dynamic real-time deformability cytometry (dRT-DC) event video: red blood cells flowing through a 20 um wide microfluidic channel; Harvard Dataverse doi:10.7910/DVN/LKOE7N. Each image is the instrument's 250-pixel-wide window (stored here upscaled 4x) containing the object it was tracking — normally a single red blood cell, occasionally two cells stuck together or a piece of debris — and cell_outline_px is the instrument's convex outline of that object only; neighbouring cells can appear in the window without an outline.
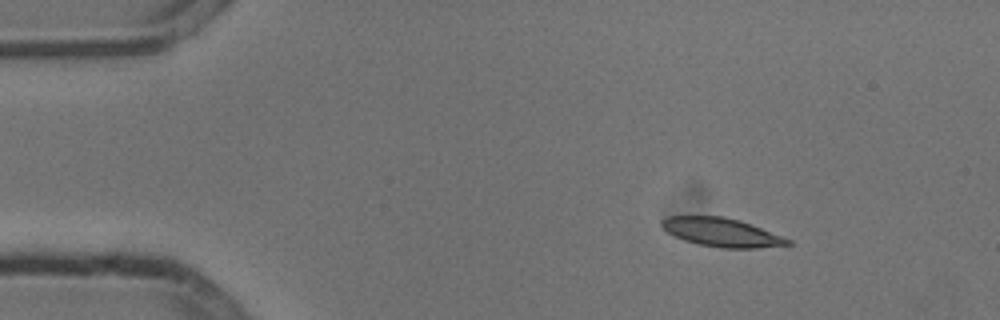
{"species": "common noctule bat (a hibernating species)", "species_latin": "Nyctalus noctula", "temperature_condition": "cold", "stored_images_in_passage": 47, "camera_frame_rate_fps": 3000, "um_per_image_px": 0.085, "animal": {"sex": "male", "body_mass_g": 13.3}, "frame": {"image": 1, "passage_image": 1, "time_ms": 0.0, "image_size_px": [1000, 320], "cell_outline_px": [[792, 244], [756, 248], [720, 248], [696, 244], [684, 240], [668, 232], [660, 224], [660, 220], [668, 216], [724, 216], [740, 220], [792, 240]], "centroid_in_image_um": [61.32, 19.75], "position_along_channel_um": 23.7, "area_um2": 20.98}}
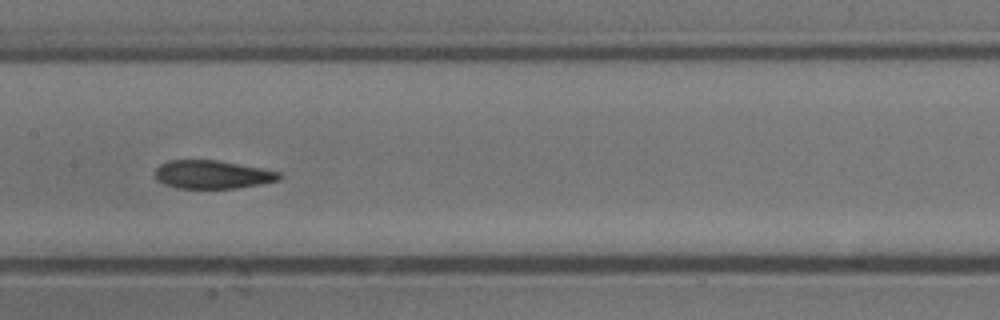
{"frame": {"image": 2, "passage_image": 20, "time_ms": 6.333, "image_size_px": [1000, 320], "cell_outline_px": [[284, 176], [280, 180], [260, 184], [236, 188], [176, 188], [164, 184], [156, 180], [156, 168], [160, 164], [168, 160], [216, 160], [260, 168], [280, 172]], "centroid_in_image_um": [18.05, 14.84], "position_along_channel_um": 189.4, "area_um2": 20.46}}
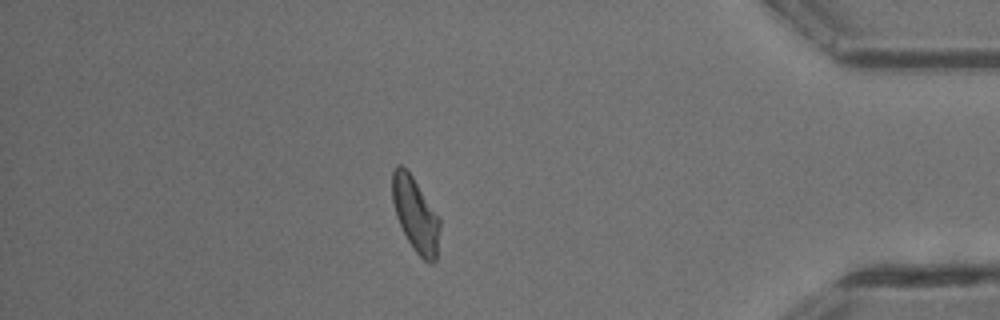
{"frame": {"image": 3, "passage_image": 40, "time_ms": 13.0, "image_size_px": [1000, 320], "cell_outline_px": [[440, 228], [436, 260], [432, 264], [428, 264], [416, 252], [408, 240], [396, 216], [392, 200], [392, 172], [396, 164], [400, 164], [412, 176], [440, 216]], "centroid_in_image_um": [35.33, 18.24], "position_along_channel_um": 399.9, "area_um2": 20.63}, "authors_computed_cell_mechanics": {"area_um2": 21.097, "velocity_mm_per_s": 3.7797, "shape_relaxation_time_tau1_ms": 3.6643, "shape_relaxation_time_tau2_ms": 2.504, "deformation_change_tau1": 0.153, "deformation_change_tau2": 0.0917}}